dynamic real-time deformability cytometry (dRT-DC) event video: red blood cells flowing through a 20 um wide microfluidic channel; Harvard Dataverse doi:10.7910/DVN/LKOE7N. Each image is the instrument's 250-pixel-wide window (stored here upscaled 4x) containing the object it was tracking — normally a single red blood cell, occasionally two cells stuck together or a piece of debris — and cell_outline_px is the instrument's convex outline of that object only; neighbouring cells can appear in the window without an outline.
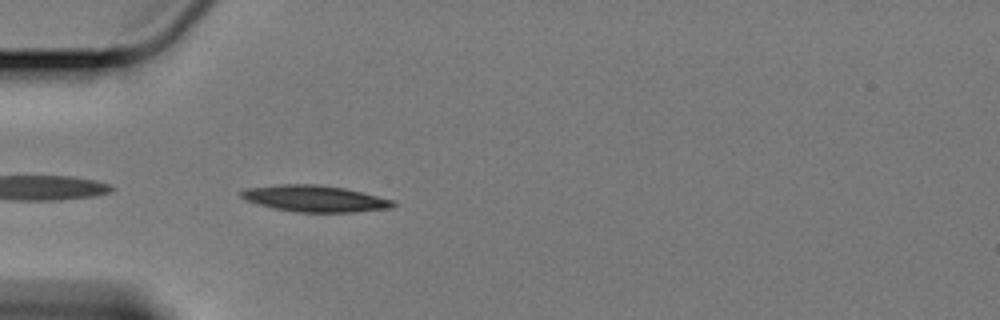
{"species": "Egyptian fruit bat (a non-hibernating species)", "species_latin": "Rousettus aegyptiacus", "temperature_condition": "cold", "stored_images_in_passage": 6, "camera_frame_rate_fps": 3000, "um_per_image_px": 0.085, "animal": {"sex": "female"}, "frame": {"image": 1, "passage_image": 2, "time_ms": 0.333, "image_size_px": [1000, 320], "cell_outline_px": [[396, 204], [392, 208], [352, 212], [296, 212], [276, 208], [260, 204], [248, 200], [240, 196], [240, 192], [244, 188], [276, 184], [316, 184], [344, 188], [392, 200]], "centroid_in_image_um": [26.73, 16.87], "position_along_channel_um": 58.3, "area_um2": 23.12}}